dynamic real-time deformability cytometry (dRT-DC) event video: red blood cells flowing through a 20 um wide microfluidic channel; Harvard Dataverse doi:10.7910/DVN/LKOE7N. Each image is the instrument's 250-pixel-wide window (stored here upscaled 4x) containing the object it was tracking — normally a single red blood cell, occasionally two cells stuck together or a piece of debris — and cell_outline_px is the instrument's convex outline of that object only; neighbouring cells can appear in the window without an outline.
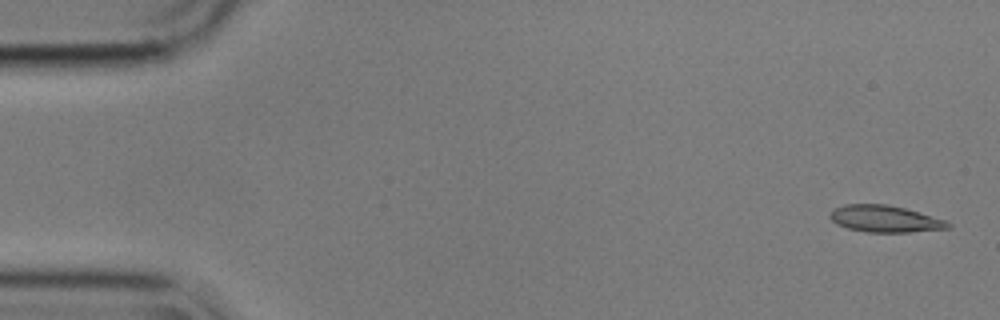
{"species": "common noctule bat (a hibernating species)", "species_latin": "Nyctalus noctula", "temperature_condition": "cold", "stored_images_in_passage": 55, "camera_frame_rate_fps": 3000, "um_per_image_px": 0.085, "animal": {"sex": "male", "body_mass_g": 17.9}, "frame": {"image": 1, "passage_image": 2, "time_ms": 0.333, "image_size_px": [1000, 320], "cell_outline_px": [[952, 224], [948, 228], [908, 232], [868, 232], [848, 228], [836, 224], [828, 216], [836, 208], [844, 204], [884, 204], [904, 208], [948, 220]], "centroid_in_image_um": [75.24, 18.6], "position_along_channel_um": 9.8, "area_um2": 18.26}}
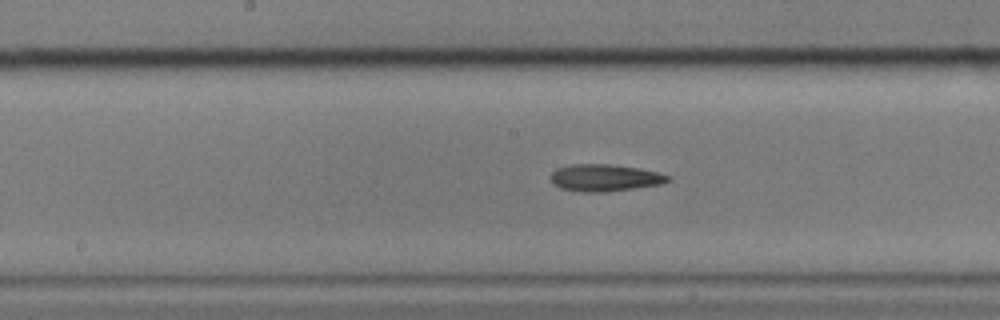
{"frame": {"image": 2, "passage_image": 28, "time_ms": 9.0, "image_size_px": [1000, 320], "cell_outline_px": [[672, 180], [664, 184], [608, 192], [584, 192], [560, 188], [552, 184], [552, 172], [556, 168], [572, 164], [608, 164], [640, 168], [660, 172], [672, 176]], "centroid_in_image_um": [51.48, 15.11], "position_along_channel_um": 196.7, "area_um2": 18.79}}
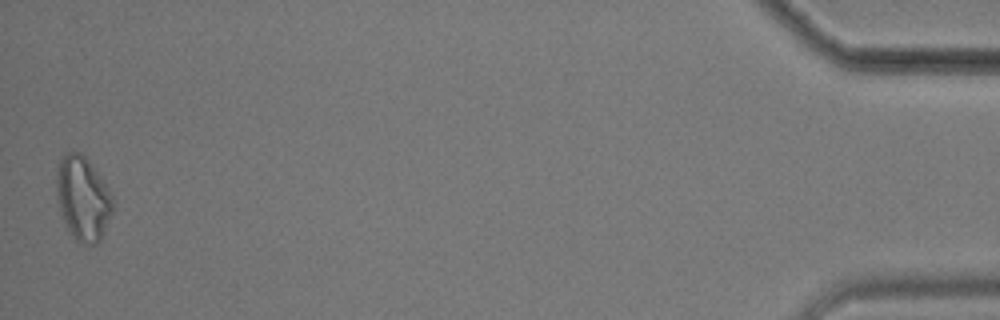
{"frame": {"image": 3, "passage_image": 55, "time_ms": 18.0, "image_size_px": [1000, 320], "cell_outline_px": [[112, 212], [100, 240], [96, 244], [84, 244], [76, 240], [72, 236], [64, 220], [60, 208], [56, 188], [56, 164], [68, 152], [80, 152], [84, 156], [96, 172], [112, 196]], "centroid_in_image_um": [7.02, 16.87], "position_along_channel_um": 428.2, "area_um2": 26.88}, "authors_computed_cell_mechanics": {"area_um2": 18.5538, "velocity_mm_per_s": 3.5816, "shape_relaxation_time_tau1_ms": 6.1606, "shape_relaxation_time_tau2_ms": 7.5408, "deformation_change_tau1": 0.1323, "deformation_change_tau2": 0.183}}